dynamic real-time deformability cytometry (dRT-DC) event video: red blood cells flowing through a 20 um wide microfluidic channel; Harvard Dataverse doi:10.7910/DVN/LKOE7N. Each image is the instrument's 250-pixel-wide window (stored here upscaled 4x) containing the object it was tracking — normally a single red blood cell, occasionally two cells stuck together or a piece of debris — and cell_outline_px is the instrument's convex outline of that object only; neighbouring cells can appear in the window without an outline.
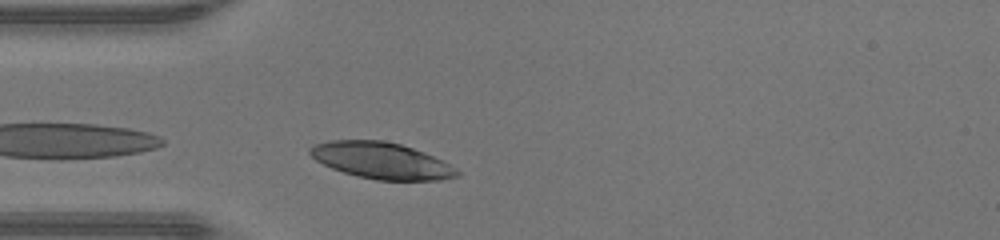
{"species": "human", "species_latin": "Homo sapiens", "temperature_condition": "warm", "stored_images_in_passage": 27, "camera_frame_rate_fps": 3000, "um_per_image_px": 0.085, "donor": {"sex": "male"}, "frame": {"image": 1, "passage_image": 2, "time_ms": 0.333, "image_size_px": [1000, 240], "cell_outline_px": [[460, 176], [440, 180], [376, 180], [356, 176], [332, 168], [316, 160], [308, 152], [308, 148], [316, 144], [332, 140], [384, 140], [400, 144], [424, 152], [456, 168], [460, 172]], "centroid_in_image_um": [32.42, 13.65], "position_along_channel_um": 52.6, "area_um2": 31.04}}
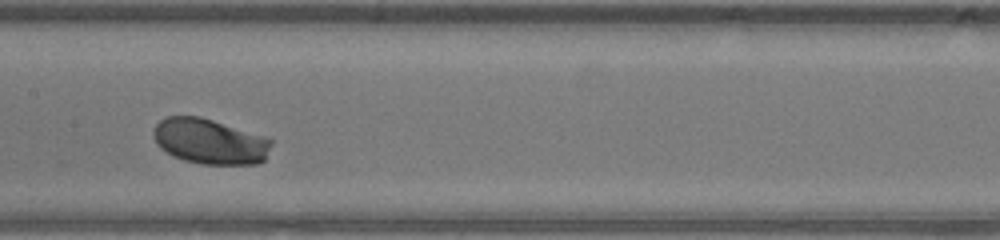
{"frame": {"image": 2, "passage_image": 12, "time_ms": 3.667, "image_size_px": [1000, 240], "cell_outline_px": [[272, 144], [264, 160], [256, 164], [200, 164], [184, 160], [172, 156], [160, 148], [156, 144], [152, 132], [156, 124], [160, 120], [168, 116], [200, 116], [264, 136], [272, 140]], "centroid_in_image_um": [17.8, 12.02], "position_along_channel_um": 189.6, "area_um2": 31.21}}
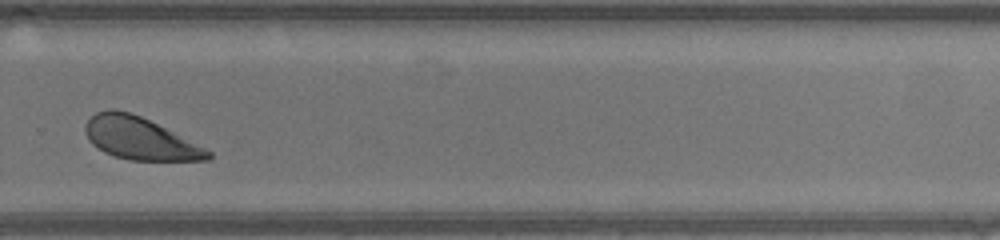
{"frame": {"image": 3, "passage_image": 21, "time_ms": 6.667, "image_size_px": [1000, 240], "cell_outline_px": [[212, 156], [208, 160], [128, 160], [104, 152], [92, 144], [88, 140], [84, 132], [84, 124], [96, 112], [108, 108], [112, 108], [128, 112], [140, 116], [212, 152]], "centroid_in_image_um": [11.81, 11.76], "position_along_channel_um": 318.0, "area_um2": 29.77}, "authors_computed_cell_mechanics": {"area_um2": 31.0386, "velocity_mm_per_s": 4.2832, "shape_relaxation_time_tau1_ms": 0.6885, "shape_relaxation_time_tau2_ms": null, "deformation_change_tau1": 0.1002, "deformation_change_tau2": null}}